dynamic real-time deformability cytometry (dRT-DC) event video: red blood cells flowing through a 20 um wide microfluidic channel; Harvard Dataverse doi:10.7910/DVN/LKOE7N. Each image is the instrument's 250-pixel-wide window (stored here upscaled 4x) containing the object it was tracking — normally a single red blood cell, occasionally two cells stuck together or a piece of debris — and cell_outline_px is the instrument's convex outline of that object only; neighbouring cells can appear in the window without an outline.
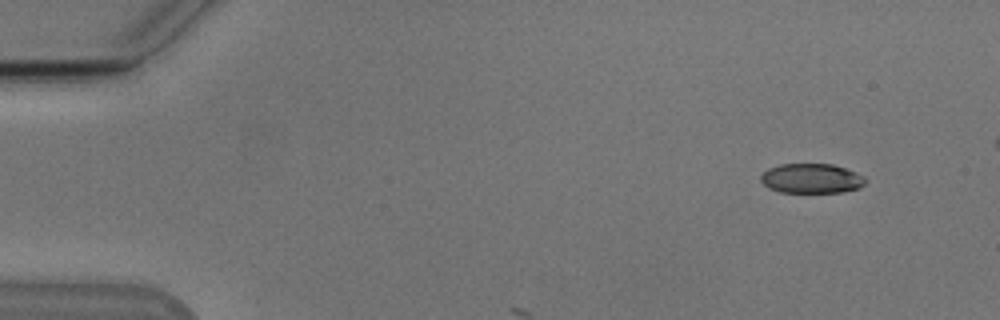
{"species": "Egyptian fruit bat (a non-hibernating species)", "species_latin": "Rousettus aegyptiacus", "temperature_condition": "cold", "stored_images_in_passage": 6, "camera_frame_rate_fps": 3000, "um_per_image_px": 0.085, "animal": {"sex": "male"}, "frame": {"image": 1, "passage_image": 1, "time_ms": 0.0, "image_size_px": [1000, 320], "cell_outline_px": [[868, 180], [860, 188], [840, 192], [780, 192], [768, 188], [760, 180], [760, 176], [768, 168], [780, 164], [832, 164], [856, 172], [864, 176]], "centroid_in_image_um": [68.98, 15.17], "position_along_channel_um": 16.0, "area_um2": 18.15}}